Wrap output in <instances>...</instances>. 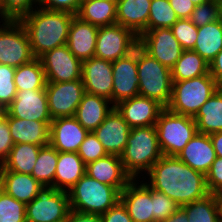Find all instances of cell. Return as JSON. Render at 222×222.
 <instances>
[{
  "mask_svg": "<svg viewBox=\"0 0 222 222\" xmlns=\"http://www.w3.org/2000/svg\"><path fill=\"white\" fill-rule=\"evenodd\" d=\"M163 222H188V217L185 210L179 207L170 217Z\"/></svg>",
  "mask_w": 222,
  "mask_h": 222,
  "instance_id": "cell-53",
  "label": "cell"
},
{
  "mask_svg": "<svg viewBox=\"0 0 222 222\" xmlns=\"http://www.w3.org/2000/svg\"><path fill=\"white\" fill-rule=\"evenodd\" d=\"M151 0H117L116 23L132 30L138 37L148 31Z\"/></svg>",
  "mask_w": 222,
  "mask_h": 222,
  "instance_id": "cell-25",
  "label": "cell"
},
{
  "mask_svg": "<svg viewBox=\"0 0 222 222\" xmlns=\"http://www.w3.org/2000/svg\"><path fill=\"white\" fill-rule=\"evenodd\" d=\"M100 216L102 222H133L126 207L120 200Z\"/></svg>",
  "mask_w": 222,
  "mask_h": 222,
  "instance_id": "cell-48",
  "label": "cell"
},
{
  "mask_svg": "<svg viewBox=\"0 0 222 222\" xmlns=\"http://www.w3.org/2000/svg\"><path fill=\"white\" fill-rule=\"evenodd\" d=\"M112 62L97 57L82 61V81L85 92L112 102Z\"/></svg>",
  "mask_w": 222,
  "mask_h": 222,
  "instance_id": "cell-16",
  "label": "cell"
},
{
  "mask_svg": "<svg viewBox=\"0 0 222 222\" xmlns=\"http://www.w3.org/2000/svg\"><path fill=\"white\" fill-rule=\"evenodd\" d=\"M209 74V63L193 50H183L171 68L172 81H182Z\"/></svg>",
  "mask_w": 222,
  "mask_h": 222,
  "instance_id": "cell-33",
  "label": "cell"
},
{
  "mask_svg": "<svg viewBox=\"0 0 222 222\" xmlns=\"http://www.w3.org/2000/svg\"><path fill=\"white\" fill-rule=\"evenodd\" d=\"M14 146L8 120L2 116L0 118V166L8 158L11 149Z\"/></svg>",
  "mask_w": 222,
  "mask_h": 222,
  "instance_id": "cell-47",
  "label": "cell"
},
{
  "mask_svg": "<svg viewBox=\"0 0 222 222\" xmlns=\"http://www.w3.org/2000/svg\"><path fill=\"white\" fill-rule=\"evenodd\" d=\"M183 50H193L198 35V27L190 19H178L170 28Z\"/></svg>",
  "mask_w": 222,
  "mask_h": 222,
  "instance_id": "cell-40",
  "label": "cell"
},
{
  "mask_svg": "<svg viewBox=\"0 0 222 222\" xmlns=\"http://www.w3.org/2000/svg\"><path fill=\"white\" fill-rule=\"evenodd\" d=\"M81 20L97 27L116 23L115 0H83L77 15Z\"/></svg>",
  "mask_w": 222,
  "mask_h": 222,
  "instance_id": "cell-30",
  "label": "cell"
},
{
  "mask_svg": "<svg viewBox=\"0 0 222 222\" xmlns=\"http://www.w3.org/2000/svg\"><path fill=\"white\" fill-rule=\"evenodd\" d=\"M37 7L38 0H1L0 20H19L21 17L30 13L34 8Z\"/></svg>",
  "mask_w": 222,
  "mask_h": 222,
  "instance_id": "cell-41",
  "label": "cell"
},
{
  "mask_svg": "<svg viewBox=\"0 0 222 222\" xmlns=\"http://www.w3.org/2000/svg\"><path fill=\"white\" fill-rule=\"evenodd\" d=\"M16 68L0 64V107L4 110L16 97L17 89L14 83Z\"/></svg>",
  "mask_w": 222,
  "mask_h": 222,
  "instance_id": "cell-39",
  "label": "cell"
},
{
  "mask_svg": "<svg viewBox=\"0 0 222 222\" xmlns=\"http://www.w3.org/2000/svg\"><path fill=\"white\" fill-rule=\"evenodd\" d=\"M177 157L192 169L206 175L217 155L210 136L197 132Z\"/></svg>",
  "mask_w": 222,
  "mask_h": 222,
  "instance_id": "cell-22",
  "label": "cell"
},
{
  "mask_svg": "<svg viewBox=\"0 0 222 222\" xmlns=\"http://www.w3.org/2000/svg\"><path fill=\"white\" fill-rule=\"evenodd\" d=\"M217 157L222 158V131L209 135Z\"/></svg>",
  "mask_w": 222,
  "mask_h": 222,
  "instance_id": "cell-52",
  "label": "cell"
},
{
  "mask_svg": "<svg viewBox=\"0 0 222 222\" xmlns=\"http://www.w3.org/2000/svg\"><path fill=\"white\" fill-rule=\"evenodd\" d=\"M40 149L41 146L28 143L14 144L0 170L31 175Z\"/></svg>",
  "mask_w": 222,
  "mask_h": 222,
  "instance_id": "cell-32",
  "label": "cell"
},
{
  "mask_svg": "<svg viewBox=\"0 0 222 222\" xmlns=\"http://www.w3.org/2000/svg\"><path fill=\"white\" fill-rule=\"evenodd\" d=\"M0 25V64L17 68L35 59L27 31L19 20L3 19Z\"/></svg>",
  "mask_w": 222,
  "mask_h": 222,
  "instance_id": "cell-8",
  "label": "cell"
},
{
  "mask_svg": "<svg viewBox=\"0 0 222 222\" xmlns=\"http://www.w3.org/2000/svg\"><path fill=\"white\" fill-rule=\"evenodd\" d=\"M197 27L215 22L220 19V5L218 0H209L195 7L189 17Z\"/></svg>",
  "mask_w": 222,
  "mask_h": 222,
  "instance_id": "cell-42",
  "label": "cell"
},
{
  "mask_svg": "<svg viewBox=\"0 0 222 222\" xmlns=\"http://www.w3.org/2000/svg\"><path fill=\"white\" fill-rule=\"evenodd\" d=\"M46 96L52 119L74 117L86 93L82 79L66 82H47Z\"/></svg>",
  "mask_w": 222,
  "mask_h": 222,
  "instance_id": "cell-11",
  "label": "cell"
},
{
  "mask_svg": "<svg viewBox=\"0 0 222 222\" xmlns=\"http://www.w3.org/2000/svg\"><path fill=\"white\" fill-rule=\"evenodd\" d=\"M188 217V222H220L219 209L214 194L181 206Z\"/></svg>",
  "mask_w": 222,
  "mask_h": 222,
  "instance_id": "cell-36",
  "label": "cell"
},
{
  "mask_svg": "<svg viewBox=\"0 0 222 222\" xmlns=\"http://www.w3.org/2000/svg\"><path fill=\"white\" fill-rule=\"evenodd\" d=\"M196 6L200 5V4H203V3H206L208 2L209 0H191Z\"/></svg>",
  "mask_w": 222,
  "mask_h": 222,
  "instance_id": "cell-55",
  "label": "cell"
},
{
  "mask_svg": "<svg viewBox=\"0 0 222 222\" xmlns=\"http://www.w3.org/2000/svg\"><path fill=\"white\" fill-rule=\"evenodd\" d=\"M58 151L50 144L41 146L31 175L43 186L54 187Z\"/></svg>",
  "mask_w": 222,
  "mask_h": 222,
  "instance_id": "cell-35",
  "label": "cell"
},
{
  "mask_svg": "<svg viewBox=\"0 0 222 222\" xmlns=\"http://www.w3.org/2000/svg\"><path fill=\"white\" fill-rule=\"evenodd\" d=\"M86 174V164L77 152H58L54 187L68 192Z\"/></svg>",
  "mask_w": 222,
  "mask_h": 222,
  "instance_id": "cell-28",
  "label": "cell"
},
{
  "mask_svg": "<svg viewBox=\"0 0 222 222\" xmlns=\"http://www.w3.org/2000/svg\"><path fill=\"white\" fill-rule=\"evenodd\" d=\"M146 175L151 188L164 193L180 207L210 194L206 175L192 169L177 156L163 155Z\"/></svg>",
  "mask_w": 222,
  "mask_h": 222,
  "instance_id": "cell-1",
  "label": "cell"
},
{
  "mask_svg": "<svg viewBox=\"0 0 222 222\" xmlns=\"http://www.w3.org/2000/svg\"><path fill=\"white\" fill-rule=\"evenodd\" d=\"M139 95L157 101L167 108L172 96L171 69L137 46Z\"/></svg>",
  "mask_w": 222,
  "mask_h": 222,
  "instance_id": "cell-5",
  "label": "cell"
},
{
  "mask_svg": "<svg viewBox=\"0 0 222 222\" xmlns=\"http://www.w3.org/2000/svg\"><path fill=\"white\" fill-rule=\"evenodd\" d=\"M113 70V106L121 101L139 95V77L137 70V47L125 57L112 62Z\"/></svg>",
  "mask_w": 222,
  "mask_h": 222,
  "instance_id": "cell-14",
  "label": "cell"
},
{
  "mask_svg": "<svg viewBox=\"0 0 222 222\" xmlns=\"http://www.w3.org/2000/svg\"><path fill=\"white\" fill-rule=\"evenodd\" d=\"M114 107L113 103L104 97L85 93L74 117L88 132H93Z\"/></svg>",
  "mask_w": 222,
  "mask_h": 222,
  "instance_id": "cell-27",
  "label": "cell"
},
{
  "mask_svg": "<svg viewBox=\"0 0 222 222\" xmlns=\"http://www.w3.org/2000/svg\"><path fill=\"white\" fill-rule=\"evenodd\" d=\"M131 128L155 125L164 107L157 101L137 95L115 105Z\"/></svg>",
  "mask_w": 222,
  "mask_h": 222,
  "instance_id": "cell-19",
  "label": "cell"
},
{
  "mask_svg": "<svg viewBox=\"0 0 222 222\" xmlns=\"http://www.w3.org/2000/svg\"><path fill=\"white\" fill-rule=\"evenodd\" d=\"M214 195L218 204L220 221L222 222V190L216 192Z\"/></svg>",
  "mask_w": 222,
  "mask_h": 222,
  "instance_id": "cell-54",
  "label": "cell"
},
{
  "mask_svg": "<svg viewBox=\"0 0 222 222\" xmlns=\"http://www.w3.org/2000/svg\"><path fill=\"white\" fill-rule=\"evenodd\" d=\"M132 179L120 192V201L133 222H154L151 187L142 180Z\"/></svg>",
  "mask_w": 222,
  "mask_h": 222,
  "instance_id": "cell-17",
  "label": "cell"
},
{
  "mask_svg": "<svg viewBox=\"0 0 222 222\" xmlns=\"http://www.w3.org/2000/svg\"><path fill=\"white\" fill-rule=\"evenodd\" d=\"M71 210L102 215L120 200V192L111 185L83 175L68 191Z\"/></svg>",
  "mask_w": 222,
  "mask_h": 222,
  "instance_id": "cell-4",
  "label": "cell"
},
{
  "mask_svg": "<svg viewBox=\"0 0 222 222\" xmlns=\"http://www.w3.org/2000/svg\"><path fill=\"white\" fill-rule=\"evenodd\" d=\"M0 188L16 200L28 204L43 185L32 175L0 170Z\"/></svg>",
  "mask_w": 222,
  "mask_h": 222,
  "instance_id": "cell-26",
  "label": "cell"
},
{
  "mask_svg": "<svg viewBox=\"0 0 222 222\" xmlns=\"http://www.w3.org/2000/svg\"><path fill=\"white\" fill-rule=\"evenodd\" d=\"M87 134L75 117H58L51 121L49 144L58 152H77Z\"/></svg>",
  "mask_w": 222,
  "mask_h": 222,
  "instance_id": "cell-20",
  "label": "cell"
},
{
  "mask_svg": "<svg viewBox=\"0 0 222 222\" xmlns=\"http://www.w3.org/2000/svg\"><path fill=\"white\" fill-rule=\"evenodd\" d=\"M77 154L86 165L108 155L94 132H88Z\"/></svg>",
  "mask_w": 222,
  "mask_h": 222,
  "instance_id": "cell-43",
  "label": "cell"
},
{
  "mask_svg": "<svg viewBox=\"0 0 222 222\" xmlns=\"http://www.w3.org/2000/svg\"><path fill=\"white\" fill-rule=\"evenodd\" d=\"M178 19L169 0H151L148 30L155 28H171Z\"/></svg>",
  "mask_w": 222,
  "mask_h": 222,
  "instance_id": "cell-37",
  "label": "cell"
},
{
  "mask_svg": "<svg viewBox=\"0 0 222 222\" xmlns=\"http://www.w3.org/2000/svg\"><path fill=\"white\" fill-rule=\"evenodd\" d=\"M162 156L156 126L152 125L131 128L120 157L125 171L132 179H140L144 175L142 172L146 174Z\"/></svg>",
  "mask_w": 222,
  "mask_h": 222,
  "instance_id": "cell-3",
  "label": "cell"
},
{
  "mask_svg": "<svg viewBox=\"0 0 222 222\" xmlns=\"http://www.w3.org/2000/svg\"><path fill=\"white\" fill-rule=\"evenodd\" d=\"M218 88L210 73L192 79L173 81L171 101L167 108L174 113L194 118Z\"/></svg>",
  "mask_w": 222,
  "mask_h": 222,
  "instance_id": "cell-6",
  "label": "cell"
},
{
  "mask_svg": "<svg viewBox=\"0 0 222 222\" xmlns=\"http://www.w3.org/2000/svg\"><path fill=\"white\" fill-rule=\"evenodd\" d=\"M208 191L212 194L222 190V158L216 157L209 172L206 174Z\"/></svg>",
  "mask_w": 222,
  "mask_h": 222,
  "instance_id": "cell-46",
  "label": "cell"
},
{
  "mask_svg": "<svg viewBox=\"0 0 222 222\" xmlns=\"http://www.w3.org/2000/svg\"><path fill=\"white\" fill-rule=\"evenodd\" d=\"M219 5H220V20L222 22V1H219Z\"/></svg>",
  "mask_w": 222,
  "mask_h": 222,
  "instance_id": "cell-56",
  "label": "cell"
},
{
  "mask_svg": "<svg viewBox=\"0 0 222 222\" xmlns=\"http://www.w3.org/2000/svg\"><path fill=\"white\" fill-rule=\"evenodd\" d=\"M0 222H27L26 204L0 188Z\"/></svg>",
  "mask_w": 222,
  "mask_h": 222,
  "instance_id": "cell-38",
  "label": "cell"
},
{
  "mask_svg": "<svg viewBox=\"0 0 222 222\" xmlns=\"http://www.w3.org/2000/svg\"><path fill=\"white\" fill-rule=\"evenodd\" d=\"M209 73L215 79L219 88H222V50L209 63Z\"/></svg>",
  "mask_w": 222,
  "mask_h": 222,
  "instance_id": "cell-50",
  "label": "cell"
},
{
  "mask_svg": "<svg viewBox=\"0 0 222 222\" xmlns=\"http://www.w3.org/2000/svg\"><path fill=\"white\" fill-rule=\"evenodd\" d=\"M75 15L64 11L34 8L19 21L27 31L35 58L56 47L66 45L72 19Z\"/></svg>",
  "mask_w": 222,
  "mask_h": 222,
  "instance_id": "cell-2",
  "label": "cell"
},
{
  "mask_svg": "<svg viewBox=\"0 0 222 222\" xmlns=\"http://www.w3.org/2000/svg\"><path fill=\"white\" fill-rule=\"evenodd\" d=\"M138 45L151 57L170 69L183 52L170 28H155L143 32L139 36Z\"/></svg>",
  "mask_w": 222,
  "mask_h": 222,
  "instance_id": "cell-12",
  "label": "cell"
},
{
  "mask_svg": "<svg viewBox=\"0 0 222 222\" xmlns=\"http://www.w3.org/2000/svg\"><path fill=\"white\" fill-rule=\"evenodd\" d=\"M199 133L210 135L222 131V88H218L194 117Z\"/></svg>",
  "mask_w": 222,
  "mask_h": 222,
  "instance_id": "cell-29",
  "label": "cell"
},
{
  "mask_svg": "<svg viewBox=\"0 0 222 222\" xmlns=\"http://www.w3.org/2000/svg\"><path fill=\"white\" fill-rule=\"evenodd\" d=\"M66 222H102L100 215L80 213L71 210Z\"/></svg>",
  "mask_w": 222,
  "mask_h": 222,
  "instance_id": "cell-51",
  "label": "cell"
},
{
  "mask_svg": "<svg viewBox=\"0 0 222 222\" xmlns=\"http://www.w3.org/2000/svg\"><path fill=\"white\" fill-rule=\"evenodd\" d=\"M86 174L99 182L111 185L121 192L132 177L125 171L121 157L107 155L86 165Z\"/></svg>",
  "mask_w": 222,
  "mask_h": 222,
  "instance_id": "cell-21",
  "label": "cell"
},
{
  "mask_svg": "<svg viewBox=\"0 0 222 222\" xmlns=\"http://www.w3.org/2000/svg\"><path fill=\"white\" fill-rule=\"evenodd\" d=\"M70 211L68 192L57 190L53 186H43L37 196L26 204V221H66Z\"/></svg>",
  "mask_w": 222,
  "mask_h": 222,
  "instance_id": "cell-9",
  "label": "cell"
},
{
  "mask_svg": "<svg viewBox=\"0 0 222 222\" xmlns=\"http://www.w3.org/2000/svg\"><path fill=\"white\" fill-rule=\"evenodd\" d=\"M0 18H1V0H0Z\"/></svg>",
  "mask_w": 222,
  "mask_h": 222,
  "instance_id": "cell-58",
  "label": "cell"
},
{
  "mask_svg": "<svg viewBox=\"0 0 222 222\" xmlns=\"http://www.w3.org/2000/svg\"><path fill=\"white\" fill-rule=\"evenodd\" d=\"M3 116L8 120L14 144L28 143L38 146L49 144L51 122L19 119L9 116L6 112Z\"/></svg>",
  "mask_w": 222,
  "mask_h": 222,
  "instance_id": "cell-24",
  "label": "cell"
},
{
  "mask_svg": "<svg viewBox=\"0 0 222 222\" xmlns=\"http://www.w3.org/2000/svg\"><path fill=\"white\" fill-rule=\"evenodd\" d=\"M5 112L9 116L19 119L52 121L45 89L17 91L16 97Z\"/></svg>",
  "mask_w": 222,
  "mask_h": 222,
  "instance_id": "cell-15",
  "label": "cell"
},
{
  "mask_svg": "<svg viewBox=\"0 0 222 222\" xmlns=\"http://www.w3.org/2000/svg\"><path fill=\"white\" fill-rule=\"evenodd\" d=\"M47 82H66L82 79V61L67 45L56 47L40 58Z\"/></svg>",
  "mask_w": 222,
  "mask_h": 222,
  "instance_id": "cell-13",
  "label": "cell"
},
{
  "mask_svg": "<svg viewBox=\"0 0 222 222\" xmlns=\"http://www.w3.org/2000/svg\"><path fill=\"white\" fill-rule=\"evenodd\" d=\"M222 50V22H215L198 27V35L193 51L210 63Z\"/></svg>",
  "mask_w": 222,
  "mask_h": 222,
  "instance_id": "cell-31",
  "label": "cell"
},
{
  "mask_svg": "<svg viewBox=\"0 0 222 222\" xmlns=\"http://www.w3.org/2000/svg\"><path fill=\"white\" fill-rule=\"evenodd\" d=\"M83 0H38V6L47 10L64 11L77 15Z\"/></svg>",
  "mask_w": 222,
  "mask_h": 222,
  "instance_id": "cell-45",
  "label": "cell"
},
{
  "mask_svg": "<svg viewBox=\"0 0 222 222\" xmlns=\"http://www.w3.org/2000/svg\"><path fill=\"white\" fill-rule=\"evenodd\" d=\"M130 129L131 127L114 107L93 132L108 155L121 156L126 147Z\"/></svg>",
  "mask_w": 222,
  "mask_h": 222,
  "instance_id": "cell-18",
  "label": "cell"
},
{
  "mask_svg": "<svg viewBox=\"0 0 222 222\" xmlns=\"http://www.w3.org/2000/svg\"><path fill=\"white\" fill-rule=\"evenodd\" d=\"M162 155L177 156L198 132L193 117L164 108L155 124Z\"/></svg>",
  "mask_w": 222,
  "mask_h": 222,
  "instance_id": "cell-7",
  "label": "cell"
},
{
  "mask_svg": "<svg viewBox=\"0 0 222 222\" xmlns=\"http://www.w3.org/2000/svg\"><path fill=\"white\" fill-rule=\"evenodd\" d=\"M179 19H189L196 5L191 0H169Z\"/></svg>",
  "mask_w": 222,
  "mask_h": 222,
  "instance_id": "cell-49",
  "label": "cell"
},
{
  "mask_svg": "<svg viewBox=\"0 0 222 222\" xmlns=\"http://www.w3.org/2000/svg\"><path fill=\"white\" fill-rule=\"evenodd\" d=\"M99 27L74 16L70 25L67 47L81 61L95 57V46Z\"/></svg>",
  "mask_w": 222,
  "mask_h": 222,
  "instance_id": "cell-23",
  "label": "cell"
},
{
  "mask_svg": "<svg viewBox=\"0 0 222 222\" xmlns=\"http://www.w3.org/2000/svg\"><path fill=\"white\" fill-rule=\"evenodd\" d=\"M14 83L17 91L45 89L47 81L40 59L35 58L30 63L17 67Z\"/></svg>",
  "mask_w": 222,
  "mask_h": 222,
  "instance_id": "cell-34",
  "label": "cell"
},
{
  "mask_svg": "<svg viewBox=\"0 0 222 222\" xmlns=\"http://www.w3.org/2000/svg\"><path fill=\"white\" fill-rule=\"evenodd\" d=\"M4 112L5 110L2 107H0V118L4 115Z\"/></svg>",
  "mask_w": 222,
  "mask_h": 222,
  "instance_id": "cell-57",
  "label": "cell"
},
{
  "mask_svg": "<svg viewBox=\"0 0 222 222\" xmlns=\"http://www.w3.org/2000/svg\"><path fill=\"white\" fill-rule=\"evenodd\" d=\"M138 44L139 37L118 23L99 27L95 57L114 62L133 52Z\"/></svg>",
  "mask_w": 222,
  "mask_h": 222,
  "instance_id": "cell-10",
  "label": "cell"
},
{
  "mask_svg": "<svg viewBox=\"0 0 222 222\" xmlns=\"http://www.w3.org/2000/svg\"><path fill=\"white\" fill-rule=\"evenodd\" d=\"M151 192L154 222H163L180 207V205L167 197L164 193L153 188H151Z\"/></svg>",
  "mask_w": 222,
  "mask_h": 222,
  "instance_id": "cell-44",
  "label": "cell"
}]
</instances>
